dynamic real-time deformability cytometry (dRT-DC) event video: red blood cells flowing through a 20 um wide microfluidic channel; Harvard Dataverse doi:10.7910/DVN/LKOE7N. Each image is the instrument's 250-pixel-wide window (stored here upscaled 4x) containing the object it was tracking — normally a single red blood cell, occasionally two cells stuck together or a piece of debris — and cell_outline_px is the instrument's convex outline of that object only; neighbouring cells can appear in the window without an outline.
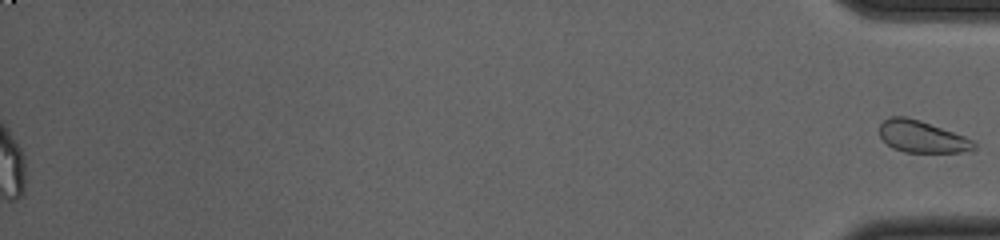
{"species": "common noctule bat (a hibernating species)", "species_latin": "Nyctalus noctula", "temperature_condition": "cold", "stored_images_in_passage": 44, "segment_of_instrument_passage": [2, 2], "camera_frame_rate_fps": 3000, "um_per_image_px": 0.085, "animal": {"sex": "female", "body_mass_g": 23.0, "forearm_length_mm": 53.4}, "frame": {"image": 1, "passage_image": 44, "time_ms": 14.333, "image_size_px": [1000, 240], "cell_outline_px": [[976, 148], [960, 152], [904, 152], [892, 148], [880, 136], [880, 124], [888, 116], [904, 116], [920, 120], [964, 136], [972, 140], [976, 144]], "centroid_in_image_um": [78.34, 11.61], "position_along_channel_um": 356.9, "area_um2": 17.4}}